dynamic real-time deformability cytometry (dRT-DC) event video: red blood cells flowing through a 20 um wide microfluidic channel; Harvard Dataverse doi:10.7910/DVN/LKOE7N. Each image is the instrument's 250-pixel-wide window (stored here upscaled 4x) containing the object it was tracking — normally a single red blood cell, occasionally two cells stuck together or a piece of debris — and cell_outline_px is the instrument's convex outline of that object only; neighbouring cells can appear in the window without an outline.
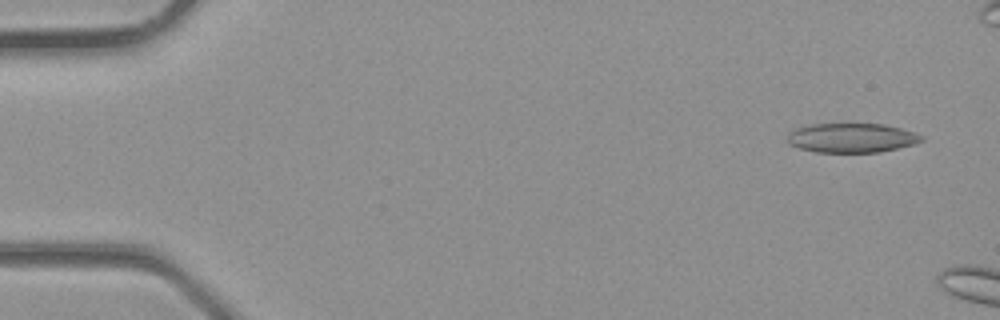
{"species": "common noctule bat (a hibernating species)", "species_latin": "Nyctalus noctula", "temperature_condition": "room temperature", "stored_images_in_passage": 3, "camera_frame_rate_fps": 3000, "um_per_image_px": 0.085, "animal": {"sex": "male", "body_mass_g": 23.1, "forearm_length_mm": 52.7}, "frame": {"image": 1, "passage_image": 1, "time_ms": 0.0, "image_size_px": [1000, 320], "cell_outline_px": [[924, 140], [912, 144], [880, 152], [816, 152], [800, 148], [788, 144], [784, 140], [788, 132], [796, 128], [812, 124], [884, 124], [916, 132], [924, 136]], "centroid_in_image_um": [72.35, 11.71], "position_along_channel_um": 12.7, "area_um2": 23.06}}